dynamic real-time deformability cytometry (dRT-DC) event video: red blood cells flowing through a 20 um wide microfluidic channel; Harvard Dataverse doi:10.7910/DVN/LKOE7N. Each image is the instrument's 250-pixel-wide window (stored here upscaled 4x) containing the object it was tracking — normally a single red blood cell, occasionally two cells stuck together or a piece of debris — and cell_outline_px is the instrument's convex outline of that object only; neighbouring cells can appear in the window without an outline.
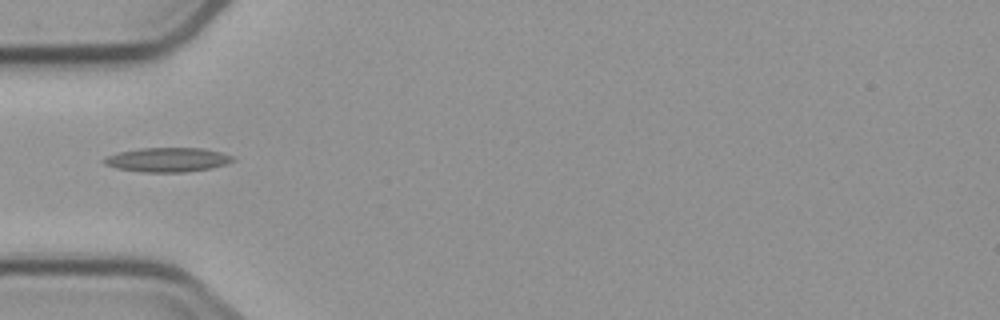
{"species": "common noctule bat (a hibernating species)", "species_latin": "Nyctalus noctula", "temperature_condition": "cold", "stored_images_in_passage": 4, "camera_frame_rate_fps": 3000, "um_per_image_px": 0.085, "animal": {"sex": "male", "body_mass_g": 23.1, "forearm_length_mm": 52.7}, "frame": {"image": 1, "passage_image": 1, "time_ms": 0.0, "image_size_px": [1000, 320], "cell_outline_px": [[236, 160], [228, 164], [212, 168], [184, 172], [144, 172], [116, 168], [104, 164], [100, 160], [108, 156], [120, 152], [140, 148], [200, 148], [220, 152], [232, 156]], "centroid_in_image_um": [14.25, 13.58], "position_along_channel_um": 70.7, "area_um2": 18.21}}
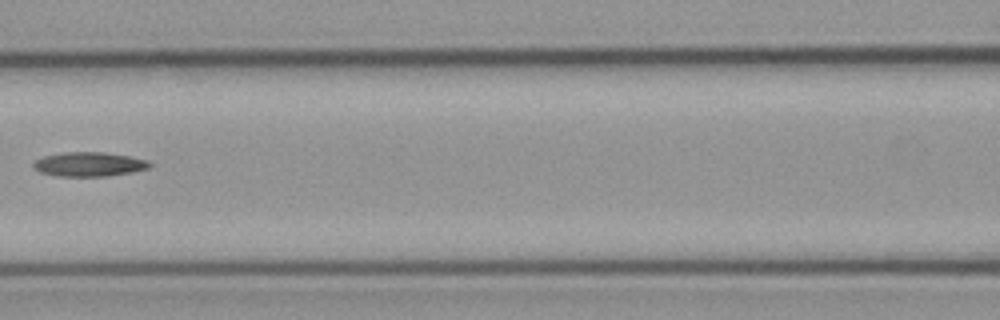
{"frame": {"image": 2, "passage_image": 3, "time_ms": 2.333, "image_size_px": [1000, 320], "cell_outline_px": [[152, 164], [148, 168], [132, 172], [108, 176], [60, 176], [40, 172], [32, 164], [36, 160], [44, 156], [64, 152], [104, 152], [128, 156], [148, 160]], "centroid_in_image_um": [7.6, 13.96], "position_along_channel_um": 159.0, "area_um2": 16.3}}
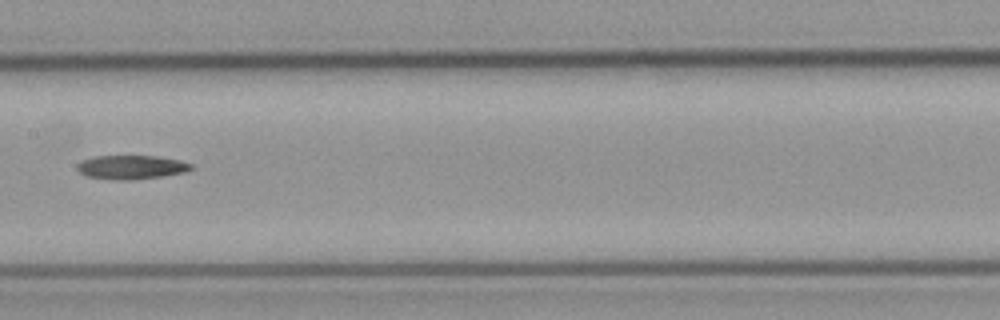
{"frame": {"image": 3, "passage_image": 4, "time_ms": 3.333, "image_size_px": [1000, 320], "cell_outline_px": [[192, 168], [184, 172], [164, 176], [132, 180], [116, 180], [88, 176], [80, 172], [76, 168], [76, 164], [80, 160], [96, 156], [156, 156], [180, 160], [192, 164]], "centroid_in_image_um": [11.14, 14.21], "position_along_channel_um": 196.3, "area_um2": 15.9}}